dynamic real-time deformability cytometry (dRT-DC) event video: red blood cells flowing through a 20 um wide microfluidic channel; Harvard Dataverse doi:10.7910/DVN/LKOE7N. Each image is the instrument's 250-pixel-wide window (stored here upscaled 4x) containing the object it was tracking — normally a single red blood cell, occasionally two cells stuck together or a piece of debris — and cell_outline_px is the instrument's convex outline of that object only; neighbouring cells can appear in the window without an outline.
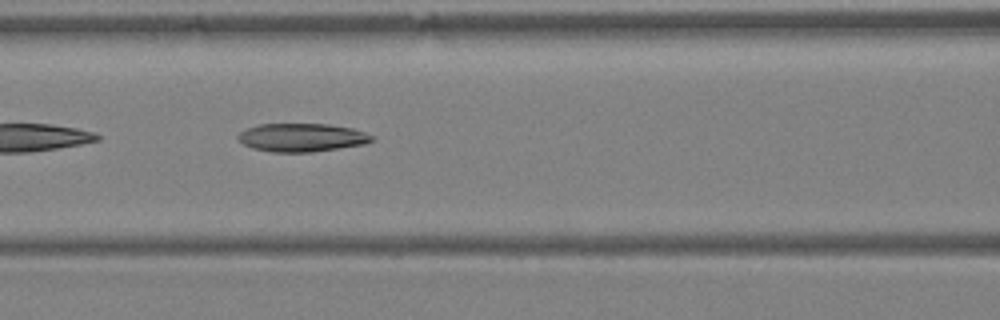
{"species": "Egyptian fruit bat (a non-hibernating species)", "species_latin": "Rousettus aegyptiacus", "temperature_condition": "warm", "stored_images_in_passage": 28, "camera_frame_rate_fps": 3000, "um_per_image_px": 0.085, "animal": {"sex": "female"}, "frame": {"image": 1, "passage_image": 5, "time_ms": 1.333, "image_size_px": [1000, 320], "cell_outline_px": [[376, 140], [364, 144], [312, 152], [272, 152], [252, 148], [244, 144], [236, 136], [240, 132], [256, 124], [328, 124], [352, 128], [364, 132], [372, 136]], "centroid_in_image_um": [25.65, 11.68], "position_along_channel_um": 141.0, "area_um2": 22.02}}
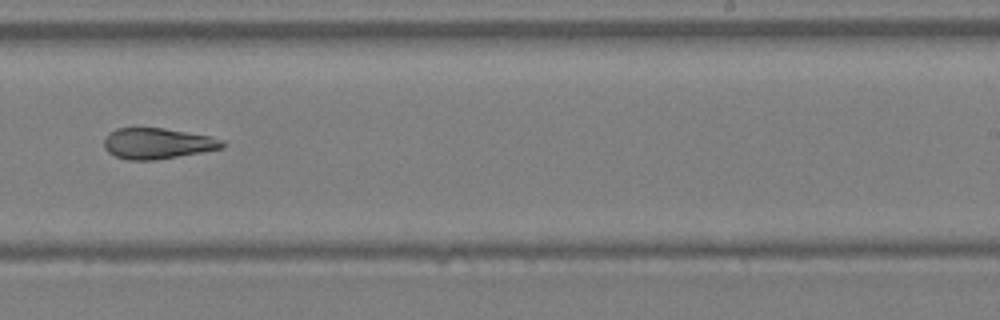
{"frame": {"image": 2, "passage_image": 13, "time_ms": 4.0, "image_size_px": [1000, 320], "cell_outline_px": [[228, 144], [224, 148], [152, 160], [128, 160], [116, 156], [108, 152], [104, 148], [104, 140], [116, 128], [164, 128], [212, 136], [224, 140]], "centroid_in_image_um": [13.44, 12.19], "position_along_channel_um": 275.6, "area_um2": 21.15}}
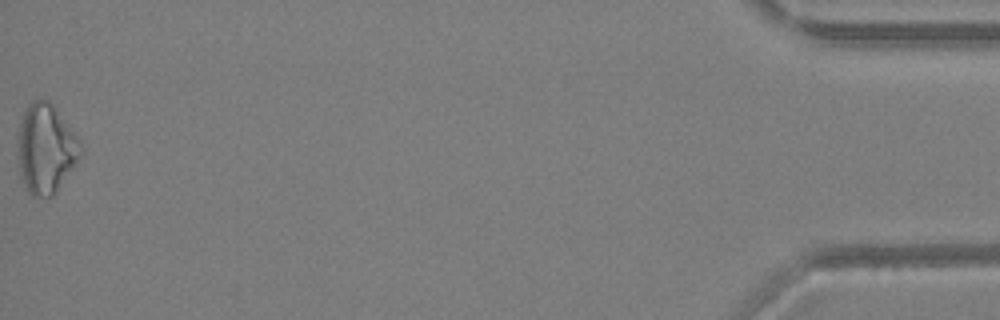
{"frame": {"image": 3, "passage_image": 28, "time_ms": 9.0, "image_size_px": [1000, 320], "cell_outline_px": [[84, 148], [76, 164], [56, 192], [52, 196], [32, 196], [28, 192], [20, 172], [20, 124], [24, 108], [32, 100], [44, 96], [56, 108], [80, 140]], "centroid_in_image_um": [3.94, 12.59], "position_along_channel_um": 431.3, "area_um2": 32.43}}